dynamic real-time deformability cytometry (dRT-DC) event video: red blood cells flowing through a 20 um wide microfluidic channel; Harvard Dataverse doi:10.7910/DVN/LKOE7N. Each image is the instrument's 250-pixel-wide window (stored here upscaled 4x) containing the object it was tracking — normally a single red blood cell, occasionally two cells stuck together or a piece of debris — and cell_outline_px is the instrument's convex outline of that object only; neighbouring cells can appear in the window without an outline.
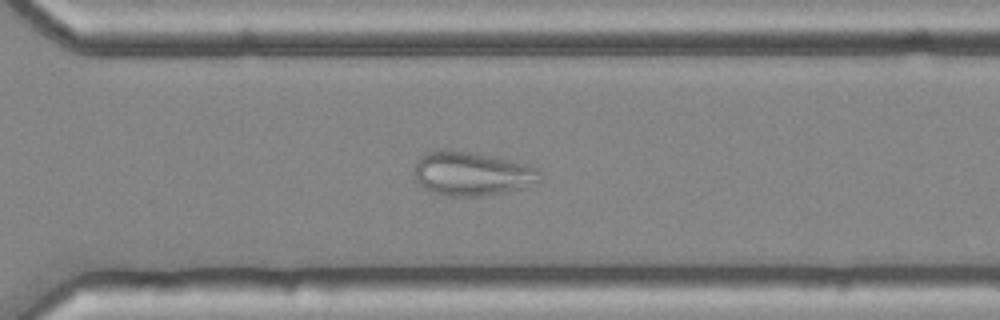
{"species": "common noctule bat (a hibernating species)", "species_latin": "Nyctalus noctula", "temperature_condition": "cold", "stored_images_in_passage": 33, "camera_frame_rate_fps": 3000, "um_per_image_px": 0.085, "animal": {"sex": "female", "body_mass_g": 25.1}, "frame": {"image": 1, "passage_image": 24, "time_ms": 7.667, "image_size_px": [1000, 320], "cell_outline_px": [[544, 176], [540, 180], [528, 188], [480, 196], [448, 196], [432, 192], [424, 188], [416, 180], [416, 164], [420, 156], [428, 152], [440, 148], [472, 152], [516, 160], [532, 164], [540, 168]], "centroid_in_image_um": [40.22, 14.74], "position_along_channel_um": 330.4, "area_um2": 32.95}}